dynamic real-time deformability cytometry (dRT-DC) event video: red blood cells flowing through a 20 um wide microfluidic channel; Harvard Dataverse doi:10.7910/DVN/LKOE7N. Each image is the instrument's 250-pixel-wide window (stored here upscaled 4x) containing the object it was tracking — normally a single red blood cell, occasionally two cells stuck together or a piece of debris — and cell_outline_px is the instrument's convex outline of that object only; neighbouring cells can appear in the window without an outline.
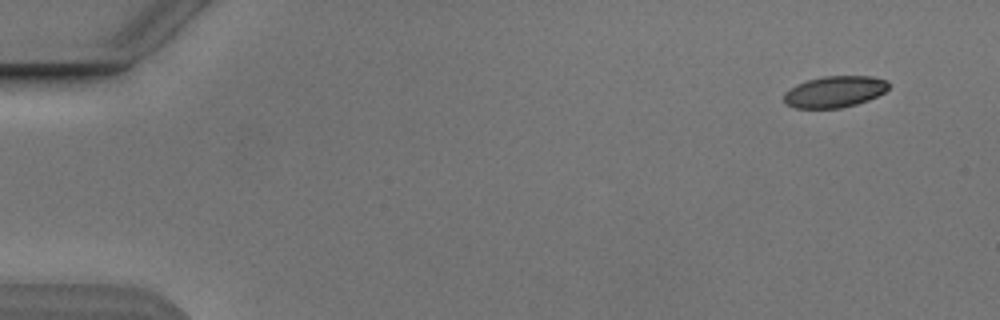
{"species": "Egyptian fruit bat (a non-hibernating species)", "species_latin": "Rousettus aegyptiacus", "temperature_condition": "cold", "stored_images_in_passage": 4, "camera_frame_rate_fps": 3000, "um_per_image_px": 0.085, "animal": {"sex": "male"}, "frame": {"image": 1, "passage_image": 1, "time_ms": 0.0, "image_size_px": [1000, 320], "cell_outline_px": [[888, 88], [884, 92], [868, 100], [856, 104], [840, 108], [796, 108], [788, 104], [784, 100], [784, 92], [796, 84], [808, 80], [824, 76], [872, 76], [884, 80], [888, 84]], "centroid_in_image_um": [70.92, 7.79], "position_along_channel_um": 14.1, "area_um2": 18.96}}